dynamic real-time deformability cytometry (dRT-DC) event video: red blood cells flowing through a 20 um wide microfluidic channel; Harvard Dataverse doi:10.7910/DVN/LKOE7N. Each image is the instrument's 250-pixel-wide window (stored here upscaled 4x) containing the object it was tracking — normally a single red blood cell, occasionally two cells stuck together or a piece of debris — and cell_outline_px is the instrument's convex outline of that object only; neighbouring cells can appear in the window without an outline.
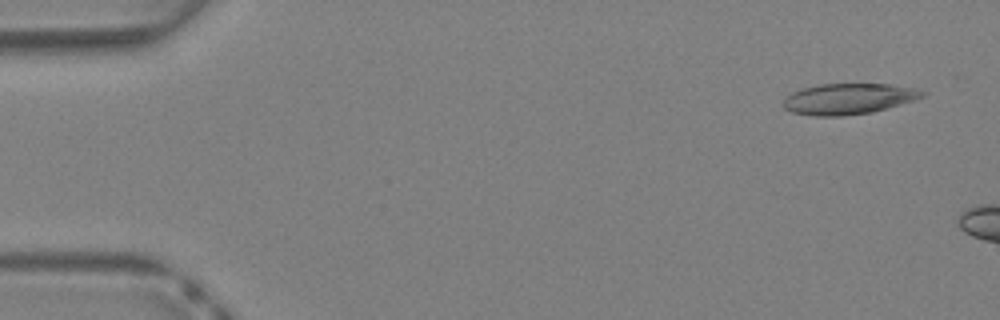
{"species": "Egyptian fruit bat (a non-hibernating species)", "species_latin": "Rousettus aegyptiacus", "temperature_condition": "warm", "stored_images_in_passage": 6, "camera_frame_rate_fps": 3000, "um_per_image_px": 0.085, "animal": {"sex": "female"}, "frame": {"image": 1, "passage_image": 2, "time_ms": 0.333, "image_size_px": [1000, 320], "cell_outline_px": [[928, 92], [924, 96], [912, 100], [872, 112], [844, 116], [816, 116], [792, 112], [784, 108], [784, 100], [792, 92], [804, 88], [820, 84], [888, 84], [912, 88]], "centroid_in_image_um": [72.11, 8.4], "position_along_channel_um": 12.9, "area_um2": 24.62}}